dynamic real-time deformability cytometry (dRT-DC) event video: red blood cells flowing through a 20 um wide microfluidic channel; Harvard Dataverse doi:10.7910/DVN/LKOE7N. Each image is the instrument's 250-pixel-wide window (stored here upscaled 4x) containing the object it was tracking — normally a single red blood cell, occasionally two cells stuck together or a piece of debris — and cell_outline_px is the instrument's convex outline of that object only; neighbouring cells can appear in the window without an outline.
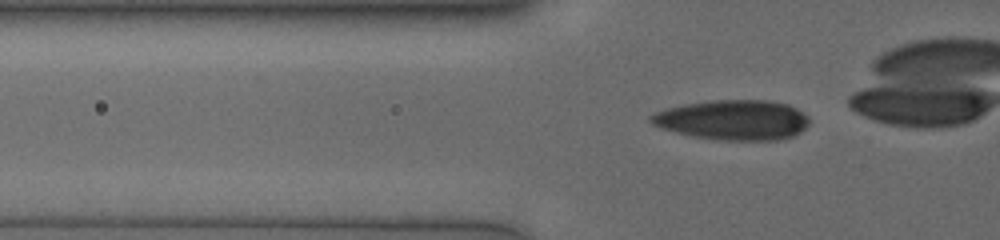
{"species": "human", "species_latin": "Homo sapiens", "temperature_condition": "cold", "stored_images_in_passage": 31, "camera_frame_rate_fps": 3000, "um_per_image_px": 0.085, "donor": {"sex": "male"}, "frame": {"image": 1, "passage_image": 4, "time_ms": 1.0, "image_size_px": [1000, 240], "cell_outline_px": [[808, 124], [800, 132], [792, 136], [780, 140], [716, 140], [676, 132], [660, 128], [652, 124], [648, 120], [648, 116], [652, 112], [684, 104], [712, 100], [768, 100], [788, 104], [804, 112], [808, 116]], "centroid_in_image_um": [62.29, 10.19], "position_along_channel_um": 63.5, "area_um2": 37.11}}
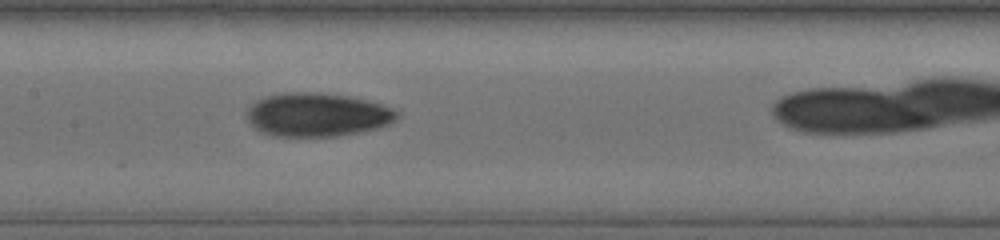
{"frame": {"image": 2, "passage_image": 14, "time_ms": 4.333, "image_size_px": [1000, 240], "cell_outline_px": [[400, 112], [396, 120], [388, 124], [376, 128], [336, 136], [272, 136], [256, 128], [244, 116], [244, 112], [256, 100], [264, 96], [284, 92], [320, 92], [348, 96], [380, 104], [392, 108]], "centroid_in_image_um": [26.92, 9.74], "position_along_channel_um": 180.5, "area_um2": 38.15}}
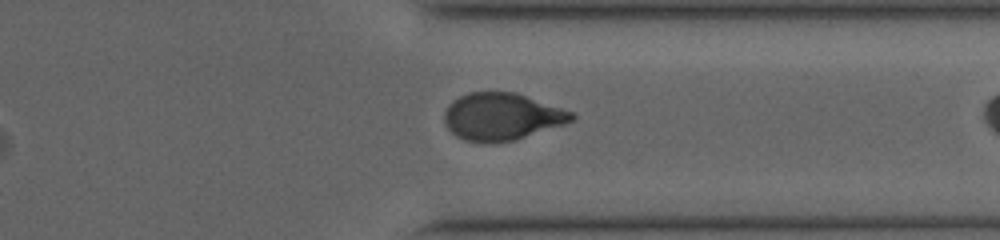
{"frame": {"image": 3, "passage_image": 29, "time_ms": 9.333, "image_size_px": [1000, 240], "cell_outline_px": [[576, 116], [572, 120], [564, 124], [512, 140], [464, 140], [456, 136], [448, 128], [444, 120], [444, 112], [448, 104], [452, 100], [468, 92], [512, 92], [572, 112]], "centroid_in_image_um": [42.6, 9.88], "position_along_channel_um": 368.8, "area_um2": 33.87}}